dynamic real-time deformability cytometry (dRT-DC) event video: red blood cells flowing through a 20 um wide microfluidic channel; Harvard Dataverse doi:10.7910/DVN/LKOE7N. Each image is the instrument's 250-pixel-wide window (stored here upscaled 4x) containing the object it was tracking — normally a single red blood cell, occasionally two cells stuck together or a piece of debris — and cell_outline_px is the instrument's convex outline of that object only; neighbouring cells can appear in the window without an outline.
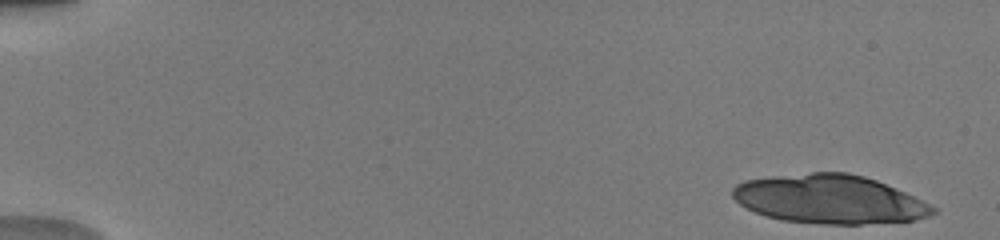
{"species": "human", "species_latin": "Homo sapiens", "temperature_condition": "warm", "stored_images_in_passage": 22, "camera_frame_rate_fps": 3000, "um_per_image_px": 0.085, "donor": {"sex": "male"}, "frame": {"image": 1, "passage_image": 1, "time_ms": 0.0, "image_size_px": [1000, 240], "cell_outline_px": [[936, 212], [928, 216], [916, 220], [860, 224], [824, 224], [780, 220], [756, 212], [740, 204], [732, 196], [732, 188], [736, 184], [744, 180], [772, 176], [812, 172], [848, 172], [864, 176], [876, 180], [904, 192], [936, 208]], "centroid_in_image_um": [70.47, 16.93], "position_along_channel_um": 14.5, "area_um2": 56.64}}